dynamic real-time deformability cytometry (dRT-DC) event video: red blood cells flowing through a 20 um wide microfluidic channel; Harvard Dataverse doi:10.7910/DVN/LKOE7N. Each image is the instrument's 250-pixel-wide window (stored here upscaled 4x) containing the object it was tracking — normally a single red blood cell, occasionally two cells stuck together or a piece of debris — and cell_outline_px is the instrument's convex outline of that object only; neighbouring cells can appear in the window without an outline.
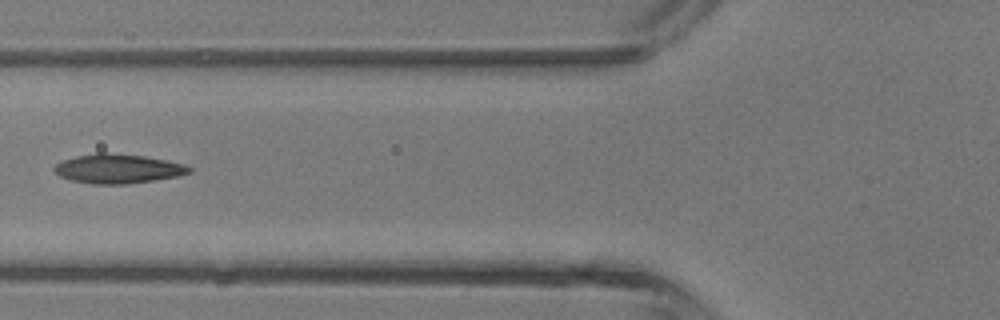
{"species": "common noctule bat (a hibernating species)", "species_latin": "Nyctalus noctula", "temperature_condition": "room temperature", "stored_images_in_passage": 4, "camera_frame_rate_fps": 3000, "um_per_image_px": 0.085, "animal": {"sex": "male", "body_mass_g": 13.3}, "frame": {"image": 1, "passage_image": 4, "time_ms": 4.333, "image_size_px": [1000, 320], "cell_outline_px": [[192, 172], [180, 176], [128, 184], [92, 184], [72, 180], [60, 176], [52, 168], [56, 164], [64, 160], [76, 156], [96, 152], [104, 152], [144, 156], [184, 164], [192, 168]], "centroid_in_image_um": [10.04, 14.34], "position_along_channel_um": 115.8, "area_um2": 23.0}}